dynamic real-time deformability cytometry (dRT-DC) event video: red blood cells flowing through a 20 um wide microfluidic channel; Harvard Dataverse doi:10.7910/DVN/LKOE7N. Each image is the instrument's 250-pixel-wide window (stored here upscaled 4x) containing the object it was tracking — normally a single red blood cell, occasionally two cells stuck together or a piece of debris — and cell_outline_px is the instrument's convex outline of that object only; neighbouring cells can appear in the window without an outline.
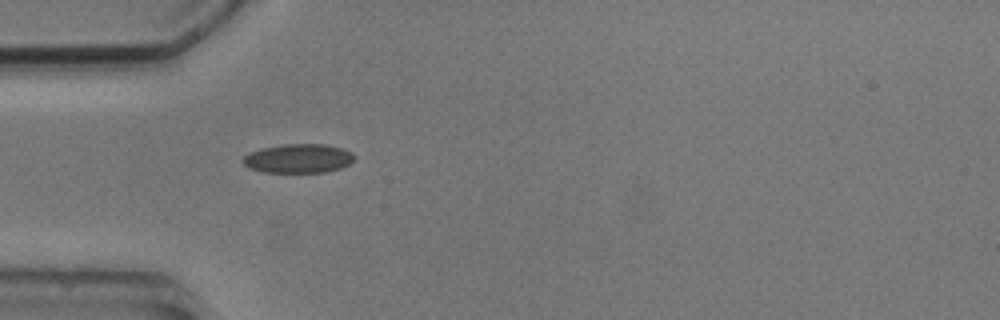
{"species": "common noctule bat (a hibernating species)", "species_latin": "Nyctalus noctula", "temperature_condition": "cold", "stored_images_in_passage": 2, "camera_frame_rate_fps": 3000, "um_per_image_px": 0.085, "animal": {"sex": "male", "body_mass_g": 20.5, "forearm_length_mm": 52.5}, "frame": {"image": 1, "passage_image": 1, "time_ms": 0.0, "image_size_px": [1000, 320], "cell_outline_px": [[356, 156], [348, 164], [340, 168], [324, 172], [264, 172], [248, 168], [240, 160], [248, 152], [260, 148], [284, 144], [324, 144], [340, 148], [352, 152]], "centroid_in_image_um": [25.31, 13.46], "position_along_channel_um": 59.7, "area_um2": 18.9}}